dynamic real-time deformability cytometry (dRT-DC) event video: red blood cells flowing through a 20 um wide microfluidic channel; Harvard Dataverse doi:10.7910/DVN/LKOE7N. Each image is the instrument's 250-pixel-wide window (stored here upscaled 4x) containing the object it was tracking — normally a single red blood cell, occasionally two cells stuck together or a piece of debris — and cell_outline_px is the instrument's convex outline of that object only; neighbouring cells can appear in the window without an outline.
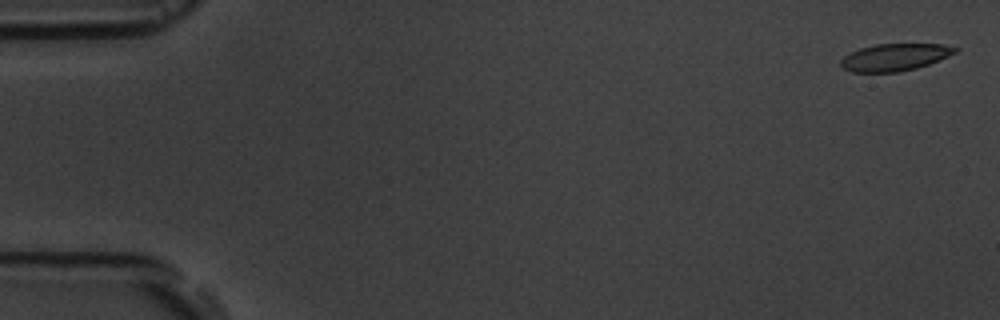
{"species": "common noctule bat (a hibernating species)", "species_latin": "Nyctalus noctula", "temperature_condition": "room temperature", "stored_images_in_passage": 17, "camera_frame_rate_fps": 3000, "um_per_image_px": 0.085, "animal": {"sex": "male", "body_mass_g": 19.5, "forearm_length_mm": 54.6}, "frame": {"image": 1, "passage_image": 1, "time_ms": 0.0, "image_size_px": [1000, 320], "cell_outline_px": [[956, 52], [948, 56], [928, 64], [916, 68], [900, 72], [852, 72], [844, 68], [840, 64], [840, 60], [844, 56], [860, 48], [876, 44], [944, 44], [956, 48]], "centroid_in_image_um": [76.03, 4.86], "position_along_channel_um": 9.0, "area_um2": 17.92}}
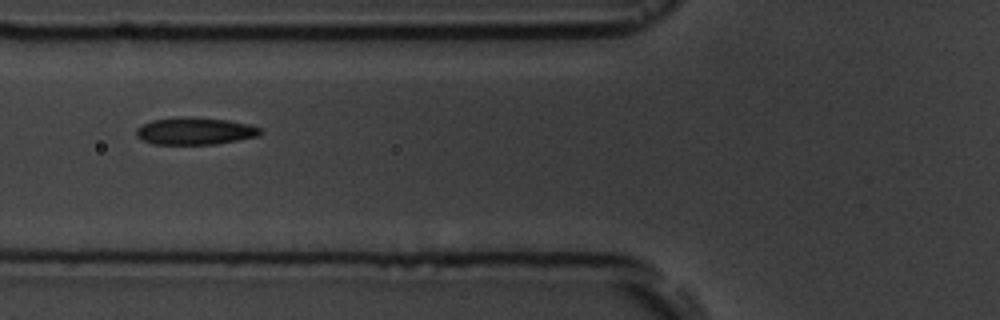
{"frame": {"image": 2, "passage_image": 7, "time_ms": 6.667, "image_size_px": [1000, 320], "cell_outline_px": [[264, 132], [260, 136], [216, 144], [152, 144], [136, 136], [136, 128], [152, 120], [192, 116], [228, 120], [248, 124], [260, 128]], "centroid_in_image_um": [16.61, 11.14], "position_along_channel_um": 109.2, "area_um2": 19.71}}
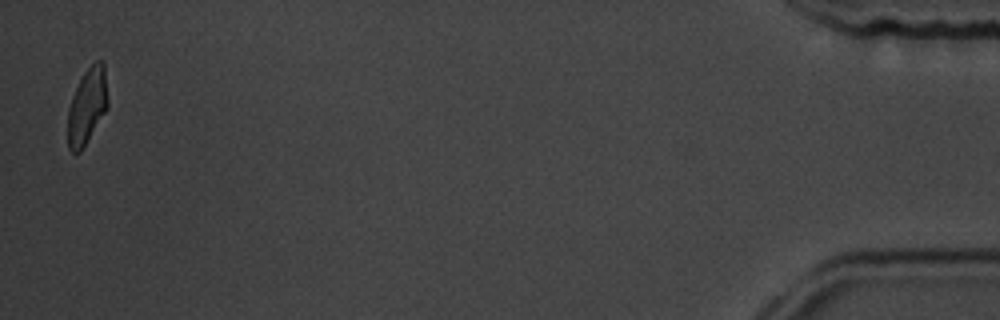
{"frame": {"image": 3, "passage_image": 17, "time_ms": 18.0, "image_size_px": [1000, 320], "cell_outline_px": [[108, 104], [104, 112], [80, 152], [72, 152], [68, 148], [68, 108], [72, 96], [84, 72], [96, 60], [104, 60], [108, 100]], "centroid_in_image_um": [7.4, 8.98], "position_along_channel_um": 427.8, "area_um2": 17.4}, "authors_computed_cell_mechanics": {"area_um2": 19.4786, "velocity_mm_per_s": 3.633, "shape_relaxation_time_tau1_ms": null, "shape_relaxation_time_tau2_ms": 1.662, "deformation_change_tau1": null, "deformation_change_tau2": 0.073}}